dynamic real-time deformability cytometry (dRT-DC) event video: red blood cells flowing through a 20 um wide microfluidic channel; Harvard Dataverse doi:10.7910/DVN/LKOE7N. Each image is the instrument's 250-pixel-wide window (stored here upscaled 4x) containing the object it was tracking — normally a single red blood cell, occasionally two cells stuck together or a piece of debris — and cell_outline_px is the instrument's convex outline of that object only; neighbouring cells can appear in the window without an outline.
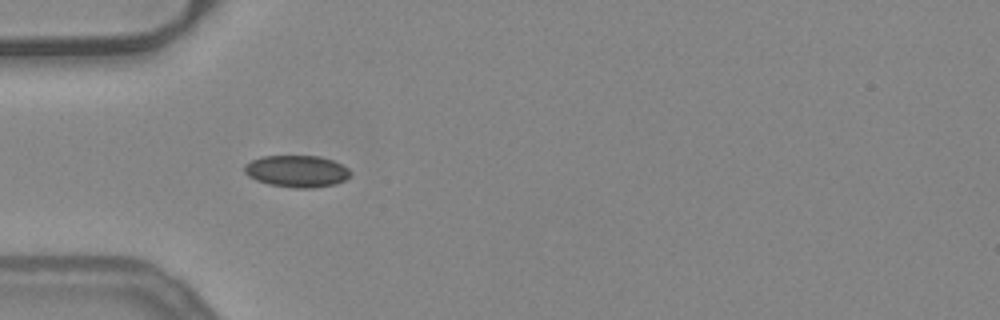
{"species": "common noctule bat (a hibernating species)", "species_latin": "Nyctalus noctula", "temperature_condition": "warm", "stored_images_in_passage": 33, "camera_frame_rate_fps": 3000, "um_per_image_px": 0.085, "animal": {"sex": "female", "body_mass_g": 24.6, "forearm_length_mm": 56.2}, "frame": {"image": 1, "passage_image": 1, "time_ms": 0.0, "image_size_px": [1000, 320], "cell_outline_px": [[352, 172], [344, 180], [336, 184], [312, 188], [292, 188], [268, 184], [256, 180], [248, 176], [244, 172], [244, 164], [260, 156], [320, 156], [332, 160], [348, 168]], "centroid_in_image_um": [25.2, 14.56], "position_along_channel_um": 59.8, "area_um2": 19.77}}
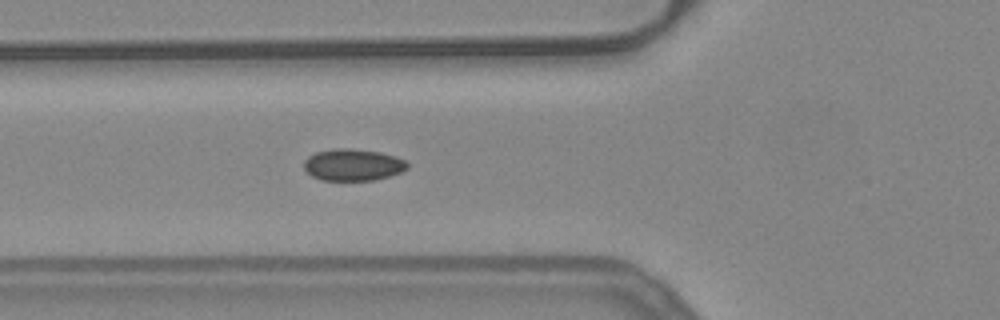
{"frame": {"image": 2, "passage_image": 4, "time_ms": 1.0, "image_size_px": [1000, 320], "cell_outline_px": [[408, 168], [400, 172], [376, 180], [320, 180], [312, 176], [304, 168], [304, 160], [308, 156], [316, 152], [336, 148], [352, 148], [380, 152], [396, 156], [404, 160], [408, 164]], "centroid_in_image_um": [29.99, 14.0], "position_along_channel_um": 95.8, "area_um2": 19.19}}
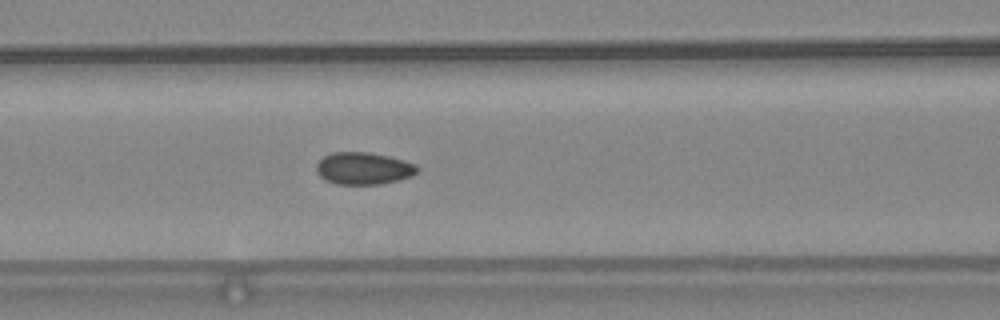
{"frame": {"image": 3, "passage_image": 7, "time_ms": 2.0, "image_size_px": [1000, 320], "cell_outline_px": [[420, 168], [412, 176], [400, 180], [380, 184], [336, 184], [320, 176], [316, 172], [316, 164], [324, 156], [332, 152], [368, 152], [388, 156], [404, 160], [416, 164]], "centroid_in_image_um": [30.92, 14.31], "position_along_channel_um": 135.7, "area_um2": 18.96}, "authors_computed_cell_mechanics": {"area_um2": 19.1318, "velocity_mm_per_s": 3.9331, "shape_relaxation_time_tau1_ms": null, "shape_relaxation_time_tau2_ms": 0.683, "deformation_change_tau1": null, "deformation_change_tau2": 0.0357}}